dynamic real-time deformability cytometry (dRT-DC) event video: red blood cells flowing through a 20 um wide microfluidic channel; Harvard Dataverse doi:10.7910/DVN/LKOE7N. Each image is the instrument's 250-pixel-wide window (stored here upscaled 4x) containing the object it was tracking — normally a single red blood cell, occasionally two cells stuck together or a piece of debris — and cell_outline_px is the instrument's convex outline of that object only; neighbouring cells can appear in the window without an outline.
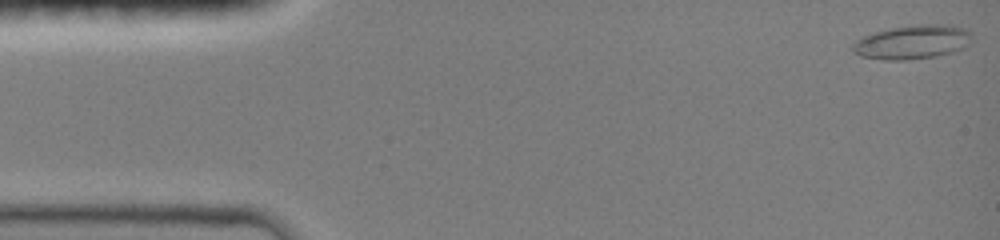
{"species": "common noctule bat (a hibernating species)", "species_latin": "Nyctalus noctula", "temperature_condition": "room temperature", "stored_images_in_passage": 43, "camera_frame_rate_fps": 3000, "um_per_image_px": 0.085, "animal": {"sex": "female", "body_mass_g": 19.0, "forearm_length_mm": 51.5}, "frame": {"image": 1, "passage_image": 1, "time_ms": 0.0, "image_size_px": [1000, 240], "cell_outline_px": [[968, 44], [960, 48], [948, 52], [932, 56], [904, 60], [884, 60], [860, 56], [852, 52], [852, 44], [864, 36], [876, 32], [892, 28], [920, 24], [952, 24], [968, 32]], "centroid_in_image_um": [77.46, 3.57], "position_along_channel_um": 7.5, "area_um2": 22.89}}
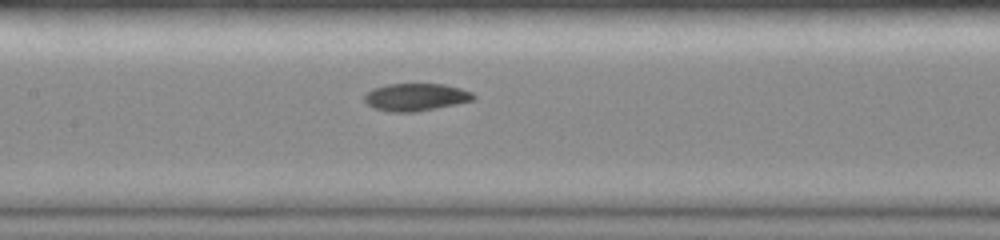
{"frame": {"image": 2, "passage_image": 22, "time_ms": 7.0, "image_size_px": [1000, 240], "cell_outline_px": [[476, 96], [472, 100], [456, 104], [416, 112], [392, 112], [372, 108], [364, 100], [364, 96], [372, 88], [388, 84], [444, 84], [460, 88], [472, 92]], "centroid_in_image_um": [35.33, 8.25], "position_along_channel_um": 172.1, "area_um2": 17.46}}
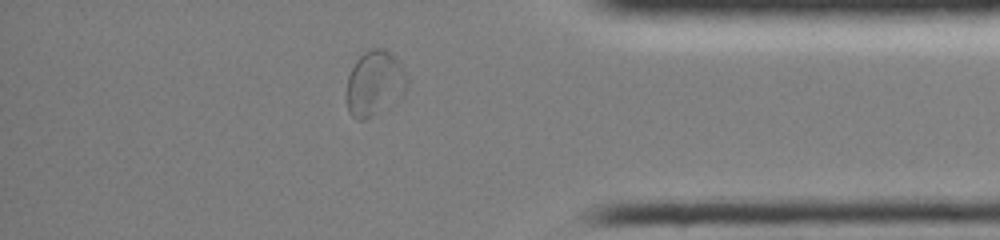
{"frame": {"image": 3, "passage_image": 38, "time_ms": 12.333, "image_size_px": [1000, 240], "cell_outline_px": [[408, 84], [404, 92], [396, 104], [364, 120], [356, 120], [348, 112], [344, 92], [348, 76], [356, 60], [364, 52], [372, 48], [384, 48], [392, 52], [400, 64], [408, 80]], "centroid_in_image_um": [31.82, 7.11], "position_along_channel_um": 403.4, "area_um2": 23.64}, "authors_computed_cell_mechanics": {"area_um2": 18.496, "velocity_mm_per_s": 4.0329, "shape_relaxation_time_tau1_ms": null, "shape_relaxation_time_tau2_ms": 3.447, "deformation_change_tau1": null, "deformation_change_tau2": 0.0769}}